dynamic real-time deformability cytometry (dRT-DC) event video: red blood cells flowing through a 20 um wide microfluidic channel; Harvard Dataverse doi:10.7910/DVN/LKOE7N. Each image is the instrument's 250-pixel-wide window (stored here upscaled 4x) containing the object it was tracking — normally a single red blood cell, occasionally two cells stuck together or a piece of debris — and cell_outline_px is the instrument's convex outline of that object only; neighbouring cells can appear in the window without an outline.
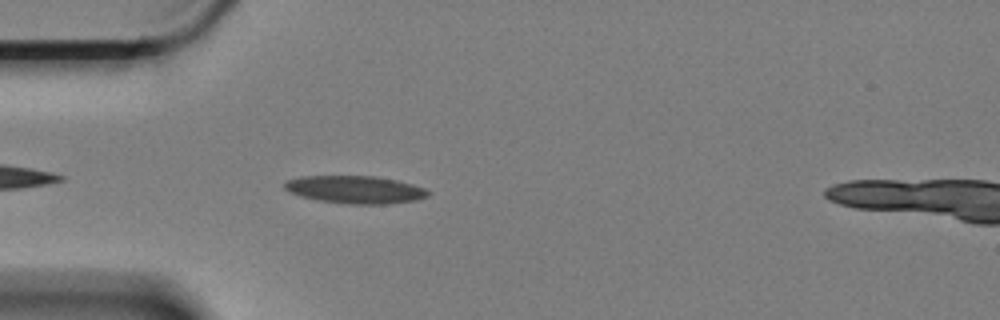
{"species": "Egyptian fruit bat (a non-hibernating species)", "species_latin": "Rousettus aegyptiacus", "temperature_condition": "cold", "stored_images_in_passage": 3, "camera_frame_rate_fps": 3000, "um_per_image_px": 0.085, "animal": {"sex": "female"}, "frame": {"image": 1, "passage_image": 3, "time_ms": 0.667, "image_size_px": [1000, 320], "cell_outline_px": [[432, 192], [428, 196], [416, 200], [388, 204], [344, 204], [320, 200], [300, 196], [284, 188], [284, 184], [288, 180], [300, 176], [372, 176], [396, 180], [412, 184], [424, 188]], "centroid_in_image_um": [30.22, 16.12], "position_along_channel_um": 54.8, "area_um2": 23.06}}